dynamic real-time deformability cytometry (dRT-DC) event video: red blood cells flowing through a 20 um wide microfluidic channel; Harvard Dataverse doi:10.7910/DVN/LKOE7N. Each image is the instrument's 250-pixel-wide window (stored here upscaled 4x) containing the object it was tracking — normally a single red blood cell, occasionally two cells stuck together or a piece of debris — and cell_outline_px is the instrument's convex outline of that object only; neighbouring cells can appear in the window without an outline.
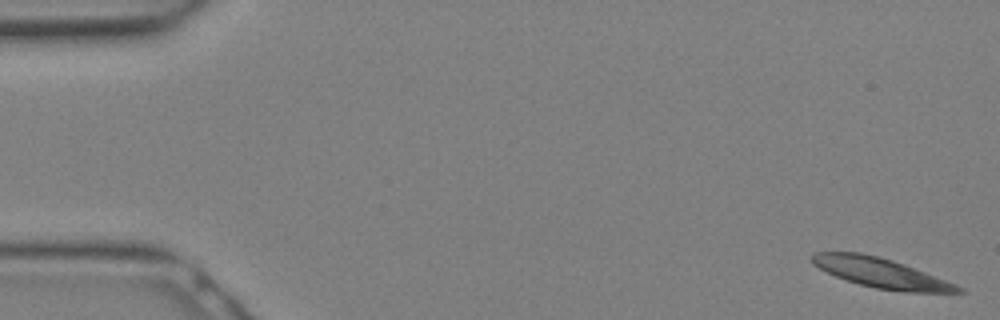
{"species": "Egyptian fruit bat (a non-hibernating species)", "species_latin": "Rousettus aegyptiacus", "temperature_condition": "warm", "stored_images_in_passage": 16, "camera_frame_rate_fps": 3000, "um_per_image_px": 0.085, "animal": {"sex": "female"}, "frame": {"image": 1, "passage_image": 1, "time_ms": 0.0, "image_size_px": [1000, 320], "cell_outline_px": [[964, 292], [904, 292], [876, 288], [860, 284], [836, 276], [812, 264], [812, 256], [816, 252], [860, 252], [880, 256], [904, 264], [956, 284], [964, 288]], "centroid_in_image_um": [74.9, 23.19], "position_along_channel_um": 10.1, "area_um2": 24.97}}
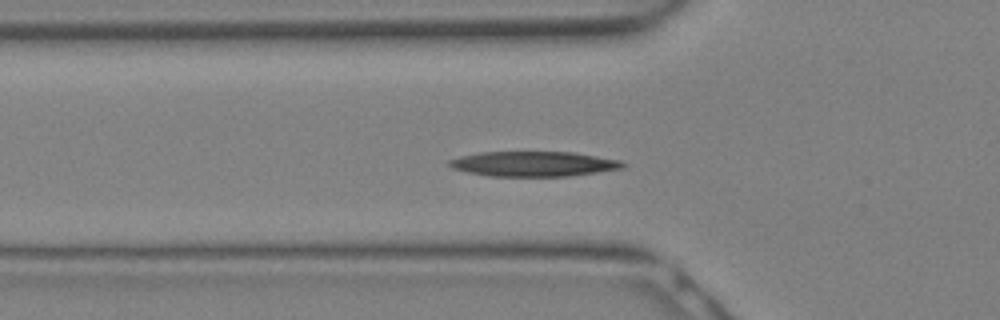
{"frame": {"image": 2, "passage_image": 10, "time_ms": 3.0, "image_size_px": [1000, 320], "cell_outline_px": [[628, 164], [624, 168], [568, 176], [488, 176], [468, 172], [452, 168], [448, 164], [448, 160], [460, 156], [480, 152], [572, 152], [620, 160]], "centroid_in_image_um": [45.35, 13.93], "position_along_channel_um": 80.4, "area_um2": 25.26}}
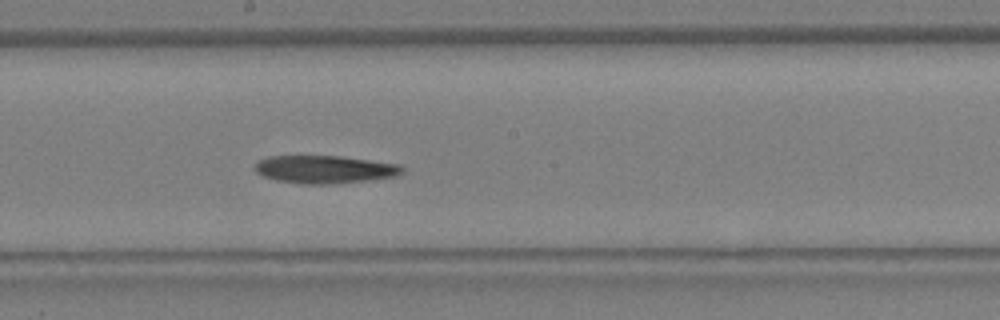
{"frame": {"image": 3, "passage_image": 16, "time_ms": 5.0, "image_size_px": [1000, 320], "cell_outline_px": [[404, 172], [396, 176], [368, 180], [332, 184], [300, 184], [276, 180], [264, 176], [256, 172], [256, 164], [260, 160], [268, 156], [340, 156], [400, 164], [404, 168]], "centroid_in_image_um": [27.63, 14.4], "position_along_channel_um": 220.6, "area_um2": 23.87}}